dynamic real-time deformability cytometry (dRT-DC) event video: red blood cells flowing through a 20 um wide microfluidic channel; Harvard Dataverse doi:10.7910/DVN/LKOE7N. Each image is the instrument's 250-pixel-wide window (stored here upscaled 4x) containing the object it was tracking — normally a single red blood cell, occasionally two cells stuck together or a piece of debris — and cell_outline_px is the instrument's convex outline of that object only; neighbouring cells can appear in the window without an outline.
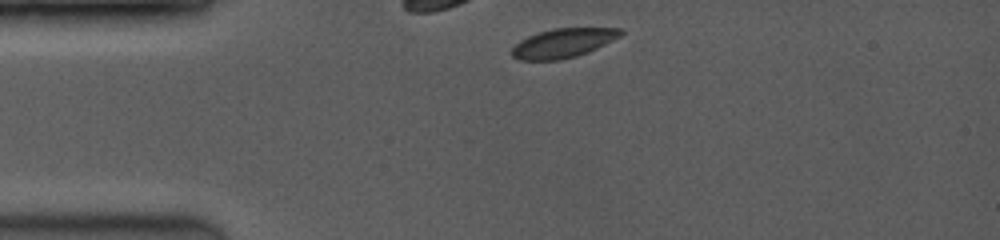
{"species": "common noctule bat (a hibernating species)", "species_latin": "Nyctalus noctula", "temperature_condition": "room temperature", "stored_images_in_passage": 6, "camera_frame_rate_fps": 3500, "um_per_image_px": 0.085, "animal": {"sex": "female", "body_mass_g": 19.0, "forearm_length_mm": 53.3}, "frame": {"image": 1, "passage_image": 1, "time_ms": 0.0, "image_size_px": [1000, 240], "cell_outline_px": [[624, 32], [620, 36], [588, 52], [576, 56], [560, 60], [520, 60], [512, 56], [512, 48], [520, 40], [528, 36], [552, 28], [620, 28]], "centroid_in_image_um": [47.85, 3.66], "position_along_channel_um": 37.2, "area_um2": 18.32}}